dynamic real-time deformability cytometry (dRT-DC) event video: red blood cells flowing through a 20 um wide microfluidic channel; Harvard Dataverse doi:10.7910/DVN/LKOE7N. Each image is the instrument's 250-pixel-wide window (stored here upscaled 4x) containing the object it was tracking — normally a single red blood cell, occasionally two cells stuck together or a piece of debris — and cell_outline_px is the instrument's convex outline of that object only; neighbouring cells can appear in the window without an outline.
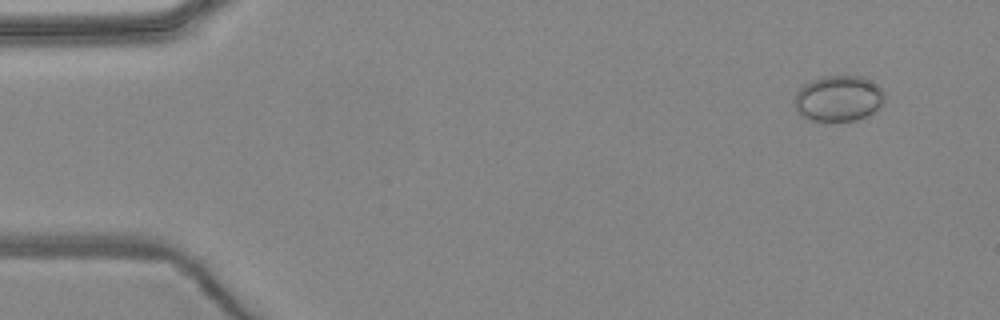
{"species": "common noctule bat (a hibernating species)", "species_latin": "Nyctalus noctula", "temperature_condition": "warm", "stored_images_in_passage": 5, "camera_frame_rate_fps": 3000, "um_per_image_px": 0.085, "animal": {"sex": "female", "body_mass_g": 24.6, "forearm_length_mm": 56.2}, "frame": {"image": 1, "passage_image": 1, "time_ms": 0.0, "image_size_px": [1000, 320], "cell_outline_px": [[884, 100], [880, 108], [856, 120], [808, 120], [800, 116], [792, 100], [796, 92], [804, 84], [812, 80], [824, 76], [860, 76], [876, 84], [884, 92]], "centroid_in_image_um": [71.23, 8.36], "position_along_channel_um": 13.8, "area_um2": 23.99}}
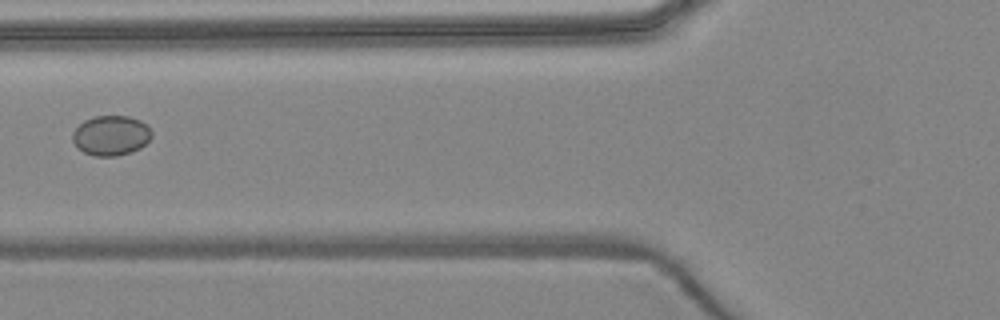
{"frame": {"image": 2, "passage_image": 5, "time_ms": 5.333, "image_size_px": [1000, 320], "cell_outline_px": [[152, 136], [140, 148], [132, 152], [116, 156], [92, 156], [76, 148], [72, 140], [72, 132], [84, 120], [96, 116], [128, 116], [140, 120], [152, 132]], "centroid_in_image_um": [9.4, 11.53], "position_along_channel_um": 116.4, "area_um2": 18.44}}